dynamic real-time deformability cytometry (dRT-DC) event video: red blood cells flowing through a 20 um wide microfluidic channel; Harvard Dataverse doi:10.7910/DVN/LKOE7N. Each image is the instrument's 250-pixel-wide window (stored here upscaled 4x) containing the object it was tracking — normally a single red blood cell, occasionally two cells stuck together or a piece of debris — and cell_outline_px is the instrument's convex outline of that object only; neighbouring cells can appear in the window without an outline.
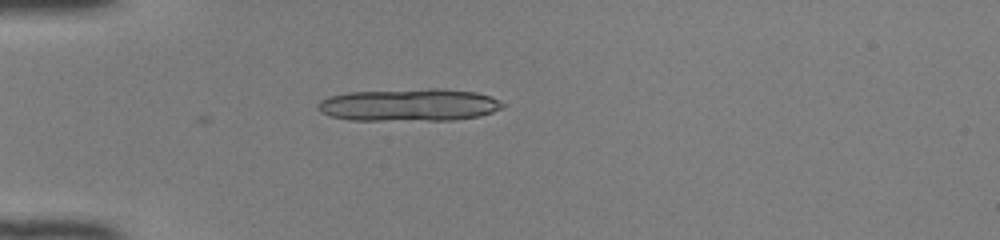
{"species": "common noctule bat (a hibernating species)", "species_latin": "Nyctalus noctula", "temperature_condition": "room temperature", "stored_images_in_passage": 3, "camera_frame_rate_fps": 3000, "um_per_image_px": 0.085, "animal": {"sex": "female", "body_mass_g": 22.0, "forearm_length_mm": 56.7}, "frame": {"image": 1, "passage_image": 1, "time_ms": 0.0, "image_size_px": [1000, 240], "cell_outline_px": [[504, 104], [500, 108], [492, 112], [476, 116], [456, 120], [352, 120], [332, 116], [320, 112], [316, 108], [316, 104], [320, 100], [328, 96], [348, 92], [476, 92], [488, 96]], "centroid_in_image_um": [34.64, 8.98], "position_along_channel_um": 50.4, "area_um2": 32.95}}